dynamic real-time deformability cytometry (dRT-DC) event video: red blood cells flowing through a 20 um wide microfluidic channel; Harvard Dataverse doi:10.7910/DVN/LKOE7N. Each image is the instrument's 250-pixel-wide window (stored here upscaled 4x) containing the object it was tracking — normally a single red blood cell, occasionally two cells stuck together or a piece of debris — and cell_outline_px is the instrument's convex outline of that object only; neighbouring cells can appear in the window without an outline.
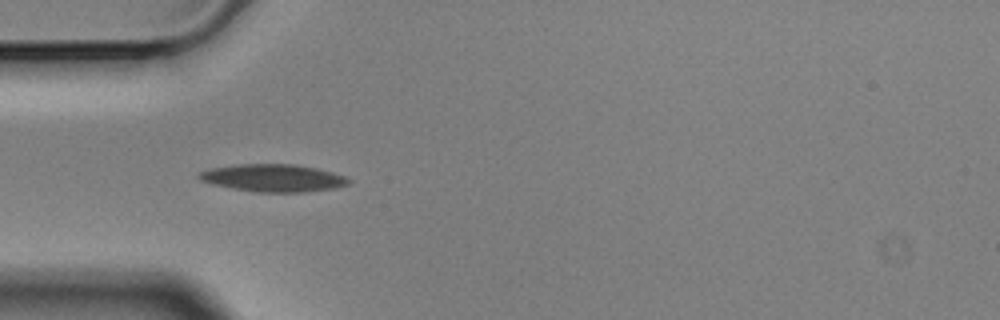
{"species": "Egyptian fruit bat (a non-hibernating species)", "species_latin": "Rousettus aegyptiacus", "temperature_condition": "cold", "stored_images_in_passage": 7, "camera_frame_rate_fps": 3000, "um_per_image_px": 0.085, "animal": {"sex": "male"}, "frame": {"image": 1, "passage_image": 4, "time_ms": 1.0, "image_size_px": [1000, 320], "cell_outline_px": [[352, 180], [348, 184], [336, 188], [308, 192], [256, 192], [232, 188], [212, 184], [200, 180], [196, 176], [200, 172], [208, 168], [236, 164], [296, 164], [316, 168], [332, 172], [344, 176]], "centroid_in_image_um": [23.21, 15.12], "position_along_channel_um": 61.8, "area_um2": 24.16}}
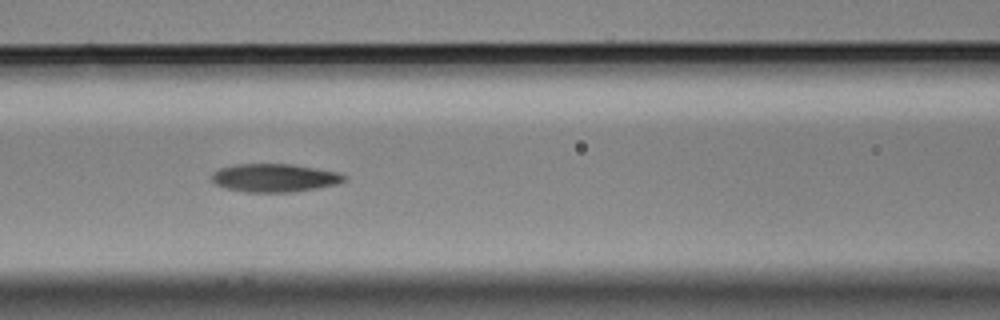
{"frame": {"image": 2, "passage_image": 6, "time_ms": 1.667, "image_size_px": [1000, 320], "cell_outline_px": [[348, 176], [344, 180], [336, 184], [316, 188], [292, 192], [244, 192], [224, 188], [216, 184], [212, 180], [212, 172], [220, 168], [236, 164], [292, 164], [316, 168], [336, 172]], "centroid_in_image_um": [23.3, 15.12], "position_along_channel_um": 143.3, "area_um2": 21.73}}
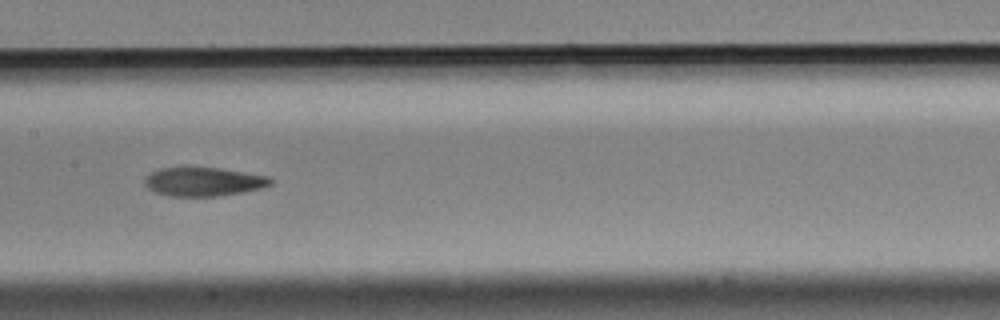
{"frame": {"image": 3, "passage_image": 7, "time_ms": 2.0, "image_size_px": [1000, 320], "cell_outline_px": [[272, 184], [260, 188], [220, 196], [168, 196], [156, 192], [148, 188], [144, 184], [144, 176], [160, 168], [188, 164], [220, 168], [268, 176], [272, 180]], "centroid_in_image_um": [17.22, 15.4], "position_along_channel_um": 190.2, "area_um2": 21.79}}